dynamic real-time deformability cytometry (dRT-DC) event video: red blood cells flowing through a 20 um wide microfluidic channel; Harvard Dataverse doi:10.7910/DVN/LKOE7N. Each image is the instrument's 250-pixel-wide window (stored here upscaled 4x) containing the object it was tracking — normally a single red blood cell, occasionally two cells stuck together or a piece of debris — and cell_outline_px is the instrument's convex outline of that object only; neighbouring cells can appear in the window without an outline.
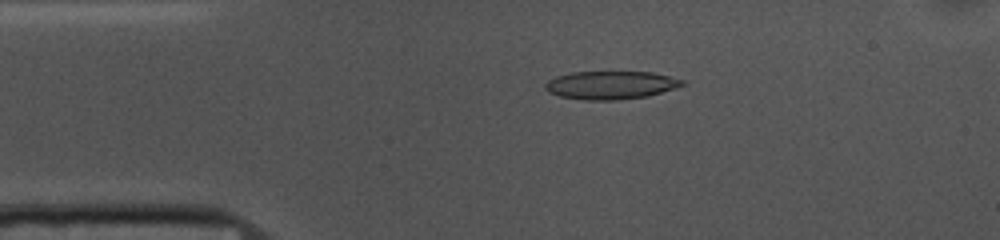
{"species": "common noctule bat (a hibernating species)", "species_latin": "Nyctalus noctula", "temperature_condition": "cold", "stored_images_in_passage": 52, "camera_frame_rate_fps": 3000, "um_per_image_px": 0.085, "animal": {"sex": "female", "body_mass_g": 10.0, "forearm_length_mm": 53.1}, "frame": {"image": 1, "passage_image": 9, "time_ms": 2.667, "image_size_px": [1000, 240], "cell_outline_px": [[684, 84], [648, 96], [616, 100], [584, 100], [560, 96], [548, 92], [544, 88], [544, 84], [548, 80], [556, 76], [572, 72], [652, 72], [684, 80]], "centroid_in_image_um": [51.85, 7.23], "position_along_channel_um": 33.2, "area_um2": 22.31}}
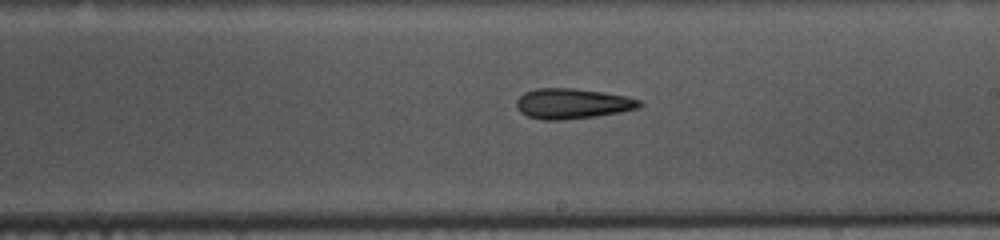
{"frame": {"image": 2, "passage_image": 28, "time_ms": 9.0, "image_size_px": [1000, 240], "cell_outline_px": [[644, 104], [640, 108], [620, 112], [596, 116], [560, 120], [540, 120], [528, 116], [520, 112], [516, 108], [516, 100], [524, 92], [536, 88], [576, 88], [604, 92], [624, 96], [640, 100]], "centroid_in_image_um": [48.64, 8.8], "position_along_channel_um": 240.4, "area_um2": 21.91}}
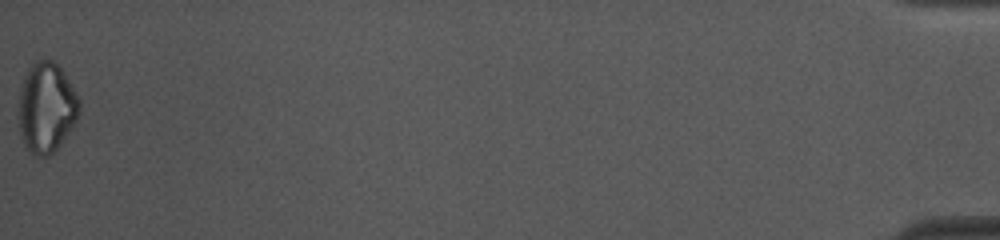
{"frame": {"image": 3, "passage_image": 52, "time_ms": 17.0, "image_size_px": [1000, 240], "cell_outline_px": [[80, 112], [72, 128], [60, 144], [48, 156], [36, 156], [24, 144], [20, 136], [20, 88], [24, 76], [28, 68], [36, 60], [44, 56], [52, 60], [60, 68], [80, 100]], "centroid_in_image_um": [3.95, 9.11], "position_along_channel_um": 431.3, "area_um2": 31.62}, "authors_computed_cell_mechanics": {"area_um2": 22.1952, "velocity_mm_per_s": 3.7209, "shape_relaxation_time_tau1_ms": 4.752, "shape_relaxation_time_tau2_ms": 11.2337, "deformation_change_tau1": 0.1301, "deformation_change_tau2": 0.2673}}